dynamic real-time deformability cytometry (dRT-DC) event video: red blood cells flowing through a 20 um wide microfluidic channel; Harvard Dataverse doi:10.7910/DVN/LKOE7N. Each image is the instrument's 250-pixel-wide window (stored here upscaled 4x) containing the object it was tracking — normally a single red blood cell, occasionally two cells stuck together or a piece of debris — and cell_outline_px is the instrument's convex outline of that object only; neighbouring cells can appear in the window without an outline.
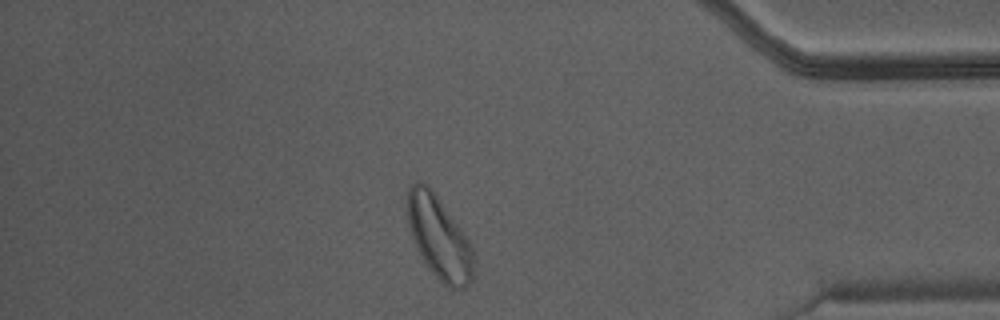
{"species": "Egyptian fruit bat (a non-hibernating species)", "species_latin": "Rousettus aegyptiacus", "temperature_condition": "warm", "stored_images_in_passage": 48, "camera_frame_rate_fps": 3000, "um_per_image_px": 0.085, "animal": {"sex": "male"}, "frame": {"image": 1, "passage_image": 41, "time_ms": 13.333, "image_size_px": [1000, 320], "cell_outline_px": [[472, 280], [460, 292], [448, 288], [428, 268], [416, 248], [408, 224], [408, 188], [412, 184], [420, 180], [428, 184], [472, 244]], "centroid_in_image_um": [37.32, 20.22], "position_along_channel_um": 397.9, "area_um2": 31.67}}